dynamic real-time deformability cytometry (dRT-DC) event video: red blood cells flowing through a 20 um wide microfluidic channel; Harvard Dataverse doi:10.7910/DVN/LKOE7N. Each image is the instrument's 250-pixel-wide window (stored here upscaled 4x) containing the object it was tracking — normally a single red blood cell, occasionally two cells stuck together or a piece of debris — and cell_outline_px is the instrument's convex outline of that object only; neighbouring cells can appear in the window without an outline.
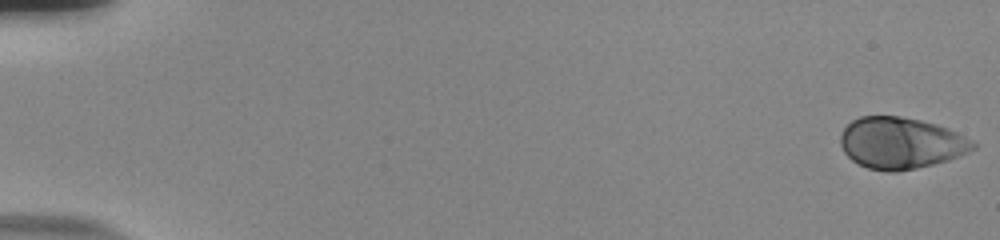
{"species": "human", "species_latin": "Homo sapiens", "temperature_condition": "room temperature", "stored_images_in_passage": 56, "camera_frame_rate_fps": 3000, "um_per_image_px": 0.085, "donor": {"sex": "male"}, "frame": {"image": 1, "passage_image": 1, "time_ms": 0.0, "image_size_px": [1000, 240], "cell_outline_px": [[976, 148], [948, 160], [916, 168], [896, 172], [888, 172], [868, 168], [852, 160], [844, 152], [840, 144], [840, 132], [852, 120], [860, 116], [900, 116], [920, 120], [936, 124], [948, 128], [972, 140], [976, 144]], "centroid_in_image_um": [76.55, 12.15], "position_along_channel_um": 8.5, "area_um2": 39.71}}
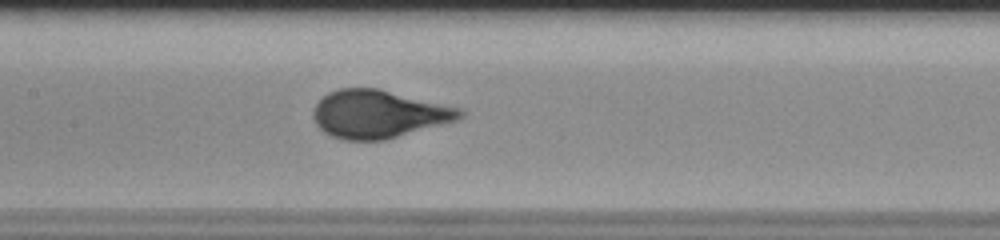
{"frame": {"image": 2, "passage_image": 29, "time_ms": 9.333, "image_size_px": [1000, 240], "cell_outline_px": [[464, 116], [456, 120], [384, 140], [344, 140], [332, 136], [324, 132], [316, 124], [312, 116], [312, 112], [316, 104], [328, 92], [340, 88], [380, 88], [460, 108], [464, 112]], "centroid_in_image_um": [32.15, 9.69], "position_along_channel_um": 175.3, "area_um2": 40.81}}
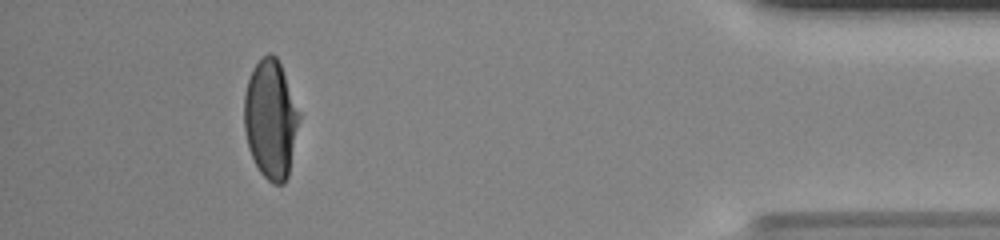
{"frame": {"image": 3, "passage_image": 52, "time_ms": 17.0, "image_size_px": [1000, 240], "cell_outline_px": [[300, 116], [288, 176], [284, 184], [272, 184], [260, 172], [248, 148], [244, 128], [244, 92], [252, 68], [268, 52], [272, 52], [276, 56], [280, 64], [300, 112]], "centroid_in_image_um": [23.0, 10.13], "position_along_channel_um": 412.2, "area_um2": 38.03}}